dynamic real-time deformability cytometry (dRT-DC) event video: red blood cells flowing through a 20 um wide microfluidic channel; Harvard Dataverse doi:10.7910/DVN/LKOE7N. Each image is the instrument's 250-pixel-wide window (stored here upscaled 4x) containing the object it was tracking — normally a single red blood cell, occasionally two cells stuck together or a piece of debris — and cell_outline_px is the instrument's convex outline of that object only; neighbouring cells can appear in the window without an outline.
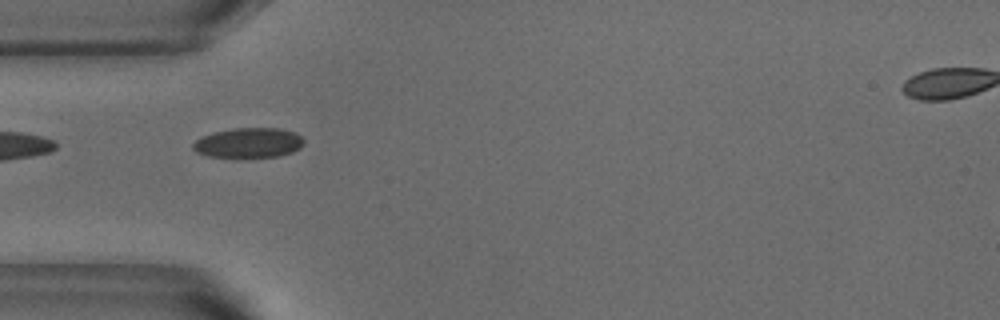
{"species": "common noctule bat (a hibernating species)", "species_latin": "Nyctalus noctula", "temperature_condition": "warm", "stored_images_in_passage": 38, "camera_frame_rate_fps": 3000, "um_per_image_px": 0.085, "animal": {"sex": "male", "body_mass_g": 18.8}, "frame": {"image": 1, "passage_image": 1, "time_ms": 0.0, "image_size_px": [1000, 320], "cell_outline_px": [[304, 144], [300, 148], [292, 152], [280, 156], [236, 160], [208, 156], [196, 152], [192, 148], [192, 144], [200, 136], [232, 128], [280, 128], [296, 132], [304, 140]], "centroid_in_image_um": [21.11, 12.18], "position_along_channel_um": 63.9, "area_um2": 20.23}}
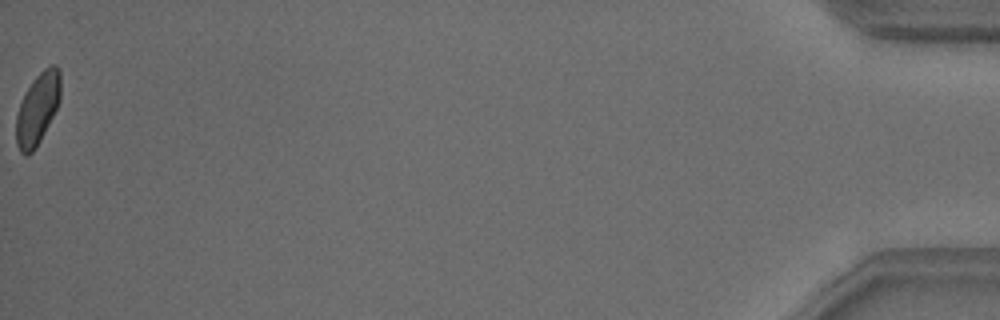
{"frame": {"image": 2, "passage_image": 38, "time_ms": 12.333, "image_size_px": [1000, 320], "cell_outline_px": [[60, 100], [36, 148], [32, 152], [24, 156], [20, 152], [16, 144], [16, 116], [20, 104], [28, 88], [36, 76], [44, 68], [52, 64], [56, 64], [60, 68]], "centroid_in_image_um": [3.19, 9.24], "position_along_channel_um": 432.0, "area_um2": 18.26}, "authors_computed_cell_mechanics": {"area_um2": 19.3052, "velocity_mm_per_s": 3.8213, "shape_relaxation_time_tau1_ms": 3.3641, "shape_relaxation_time_tau2_ms": 0.8826, "deformation_change_tau1": 0.09, "deformation_change_tau2": 0.0536}}